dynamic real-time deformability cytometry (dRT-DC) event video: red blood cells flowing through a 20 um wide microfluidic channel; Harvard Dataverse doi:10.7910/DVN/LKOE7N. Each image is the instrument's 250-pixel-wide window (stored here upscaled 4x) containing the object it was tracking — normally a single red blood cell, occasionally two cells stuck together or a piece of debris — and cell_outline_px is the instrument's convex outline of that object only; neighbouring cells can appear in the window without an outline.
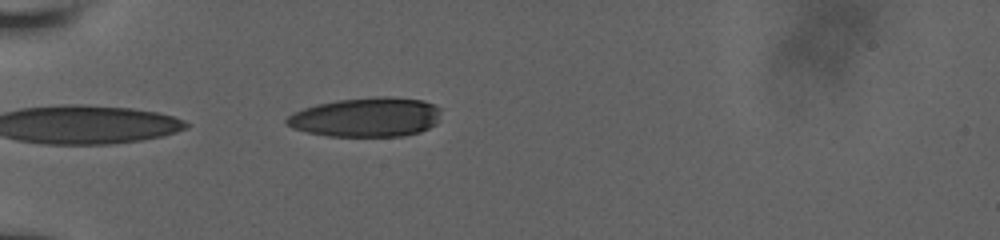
{"species": "human", "species_latin": "Homo sapiens", "temperature_condition": "room temperature", "stored_images_in_passage": 8, "segment_of_instrument_passage": [2, 2], "camera_frame_rate_fps": 3000, "um_per_image_px": 0.085, "donor": {"sex": "male"}, "frame": {"image": 1, "passage_image": 8, "time_ms": 5.667, "image_size_px": [1000, 240], "cell_outline_px": [[440, 112], [436, 124], [420, 132], [404, 136], [328, 136], [308, 132], [292, 128], [284, 124], [284, 120], [292, 112], [316, 104], [336, 100], [376, 96], [388, 96], [424, 100], [436, 104], [440, 108]], "centroid_in_image_um": [31.13, 9.95], "position_along_channel_um": 53.9, "area_um2": 35.84}}